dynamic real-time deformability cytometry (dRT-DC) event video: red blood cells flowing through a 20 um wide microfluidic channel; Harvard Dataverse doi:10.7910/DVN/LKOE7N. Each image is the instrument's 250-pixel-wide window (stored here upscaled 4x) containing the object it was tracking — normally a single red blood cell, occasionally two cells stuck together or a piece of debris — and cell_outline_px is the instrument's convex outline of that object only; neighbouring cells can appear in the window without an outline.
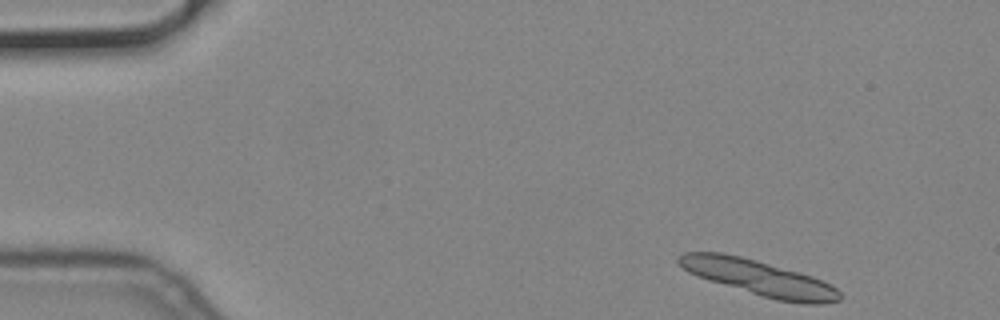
{"species": "common noctule bat (a hibernating species)", "species_latin": "Nyctalus noctula", "temperature_condition": "cold", "stored_images_in_passage": 6, "segment_of_instrument_passage": [1, 2], "camera_frame_rate_fps": 3000, "um_per_image_px": 0.085, "animal": {"sex": "male", "body_mass_g": 19.2, "forearm_length_mm": 51.8}, "frame": {"image": 1, "passage_image": 1, "time_ms": 0.0, "image_size_px": [1000, 320], "cell_outline_px": [[840, 300], [824, 304], [804, 304], [776, 300], [696, 276], [688, 272], [676, 260], [676, 256], [684, 252], [720, 252], [740, 256], [756, 260], [800, 272], [812, 276], [832, 284], [840, 292]], "centroid_in_image_um": [64.53, 23.61], "position_along_channel_um": 20.5, "area_um2": 33.12}}